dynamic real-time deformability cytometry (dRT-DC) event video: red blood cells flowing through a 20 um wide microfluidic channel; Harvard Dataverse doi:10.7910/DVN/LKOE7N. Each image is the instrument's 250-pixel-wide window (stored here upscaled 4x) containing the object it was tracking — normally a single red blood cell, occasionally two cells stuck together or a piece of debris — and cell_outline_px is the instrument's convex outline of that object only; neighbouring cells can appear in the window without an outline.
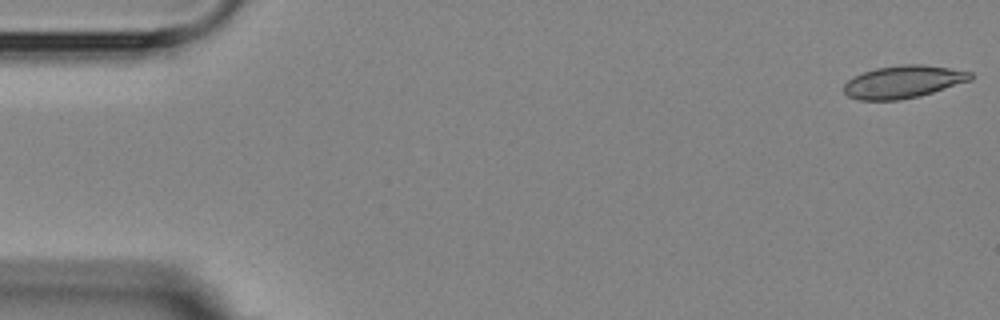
{"species": "Egyptian fruit bat (a non-hibernating species)", "species_latin": "Rousettus aegyptiacus", "temperature_condition": "room temperature", "stored_images_in_passage": 5, "camera_frame_rate_fps": 3000, "um_per_image_px": 0.085, "animal": {"sex": "female"}, "frame": {"image": 1, "passage_image": 1, "time_ms": 0.0, "image_size_px": [1000, 320], "cell_outline_px": [[972, 80], [920, 96], [896, 100], [856, 100], [848, 96], [844, 92], [844, 84], [852, 76], [876, 68], [900, 64], [924, 64], [972, 72]], "centroid_in_image_um": [76.76, 6.95], "position_along_channel_um": 8.2, "area_um2": 24.1}}
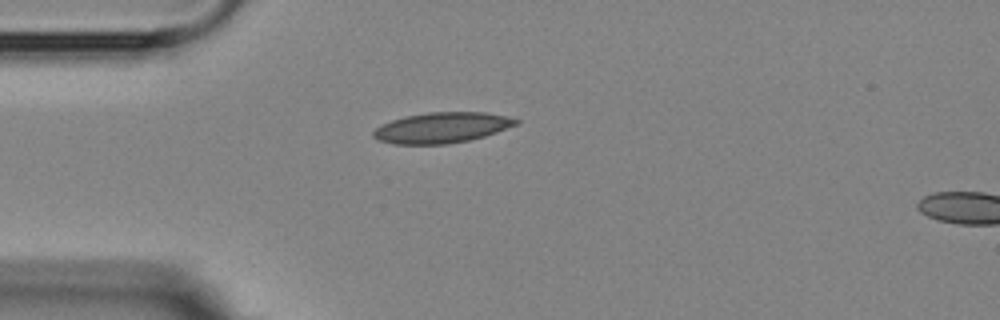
{"frame": {"image": 2, "passage_image": 4, "time_ms": 4.333, "image_size_px": [1000, 320], "cell_outline_px": [[520, 120], [516, 124], [496, 132], [484, 136], [468, 140], [448, 144], [392, 144], [380, 140], [372, 136], [372, 132], [380, 124], [404, 116], [428, 112], [484, 112], [504, 116]], "centroid_in_image_um": [37.5, 10.85], "position_along_channel_um": 47.5, "area_um2": 25.26}}